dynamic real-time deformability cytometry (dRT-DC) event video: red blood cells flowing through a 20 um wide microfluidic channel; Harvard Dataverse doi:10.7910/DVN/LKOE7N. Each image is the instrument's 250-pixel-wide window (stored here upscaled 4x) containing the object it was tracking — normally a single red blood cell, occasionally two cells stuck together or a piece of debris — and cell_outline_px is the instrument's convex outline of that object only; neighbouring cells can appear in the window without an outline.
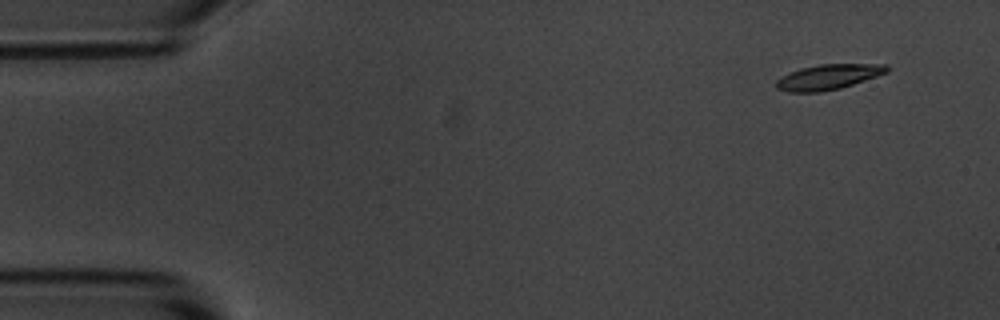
{"species": "common noctule bat (a hibernating species)", "species_latin": "Nyctalus noctula", "temperature_condition": "room temperature", "stored_images_in_passage": 4, "camera_frame_rate_fps": 3000, "um_per_image_px": 0.085, "animal": {"sex": "male", "body_mass_g": 20.1, "forearm_length_mm": 53.5}, "frame": {"image": 1, "passage_image": 1, "time_ms": 0.0, "image_size_px": [1000, 320], "cell_outline_px": [[888, 72], [840, 88], [820, 92], [788, 92], [776, 88], [776, 80], [800, 68], [820, 64], [888, 64]], "centroid_in_image_um": [70.41, 6.54], "position_along_channel_um": 14.6, "area_um2": 16.01}}
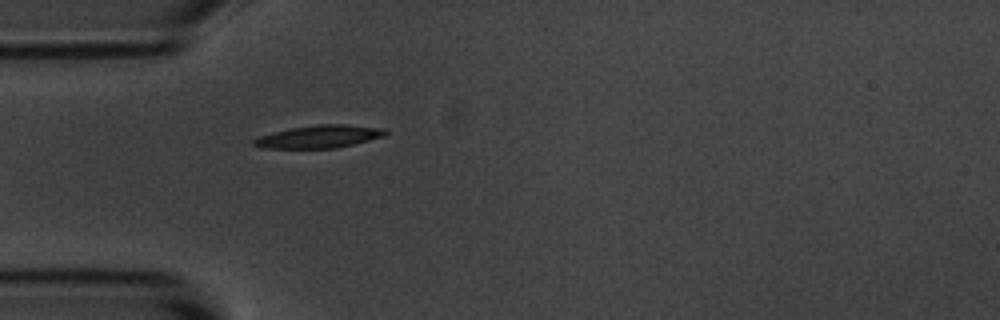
{"frame": {"image": 2, "passage_image": 4, "time_ms": 4.0, "image_size_px": [1000, 320], "cell_outline_px": [[388, 132], [384, 136], [336, 148], [264, 148], [252, 144], [252, 140], [260, 136], [292, 128], [320, 124], [344, 124], [384, 128]], "centroid_in_image_um": [27.15, 11.61], "position_along_channel_um": 57.9, "area_um2": 17.11}}